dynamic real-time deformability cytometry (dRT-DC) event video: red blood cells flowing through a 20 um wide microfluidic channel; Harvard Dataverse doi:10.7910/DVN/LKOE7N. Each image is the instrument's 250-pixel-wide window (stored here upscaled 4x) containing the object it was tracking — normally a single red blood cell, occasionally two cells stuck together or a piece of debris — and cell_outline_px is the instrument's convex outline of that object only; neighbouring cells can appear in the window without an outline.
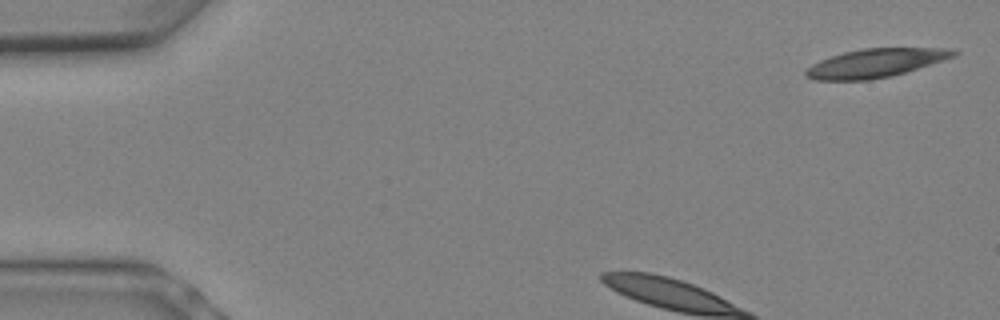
{"species": "Egyptian fruit bat (a non-hibernating species)", "species_latin": "Rousettus aegyptiacus", "temperature_condition": "warm", "stored_images_in_passage": 4, "camera_frame_rate_fps": 3000, "um_per_image_px": 0.085, "animal": {"sex": "female"}, "frame": {"image": 1, "passage_image": 1, "time_ms": 0.0, "image_size_px": [1000, 320], "cell_outline_px": [[960, 52], [956, 56], [944, 60], [892, 76], [868, 80], [812, 80], [804, 76], [804, 72], [812, 64], [820, 60], [844, 52], [860, 48], [952, 48]], "centroid_in_image_um": [74.43, 5.36], "position_along_channel_um": 10.6, "area_um2": 24.74}}